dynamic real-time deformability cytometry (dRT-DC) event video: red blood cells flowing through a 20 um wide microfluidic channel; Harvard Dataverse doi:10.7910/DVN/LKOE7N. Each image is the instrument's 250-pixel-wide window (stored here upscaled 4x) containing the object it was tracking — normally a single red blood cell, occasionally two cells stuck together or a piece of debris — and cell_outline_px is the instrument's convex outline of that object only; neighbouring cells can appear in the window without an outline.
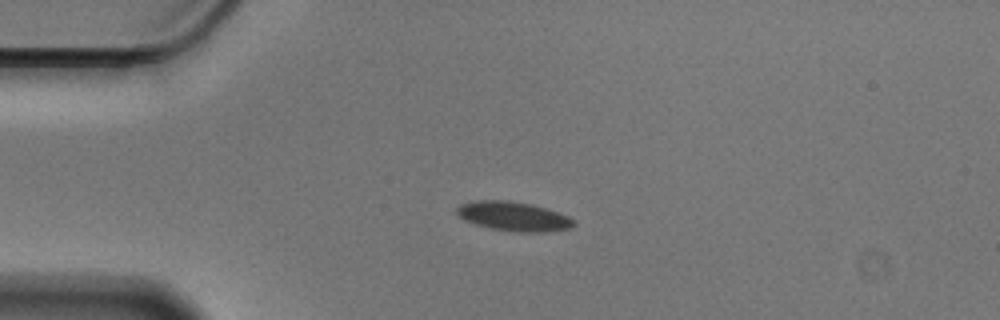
{"species": "Egyptian fruit bat (a non-hibernating species)", "species_latin": "Rousettus aegyptiacus", "temperature_condition": "cold", "stored_images_in_passage": 44, "camera_frame_rate_fps": 3000, "um_per_image_px": 0.085, "animal": {"sex": "male"}, "frame": {"image": 1, "passage_image": 1, "time_ms": 0.0, "image_size_px": [1000, 320], "cell_outline_px": [[576, 224], [572, 228], [548, 232], [520, 232], [492, 228], [476, 224], [464, 220], [456, 212], [456, 208], [460, 204], [472, 200], [508, 200], [532, 204], [568, 216]], "centroid_in_image_um": [43.64, 18.38], "position_along_channel_um": 41.4, "area_um2": 19.88}}
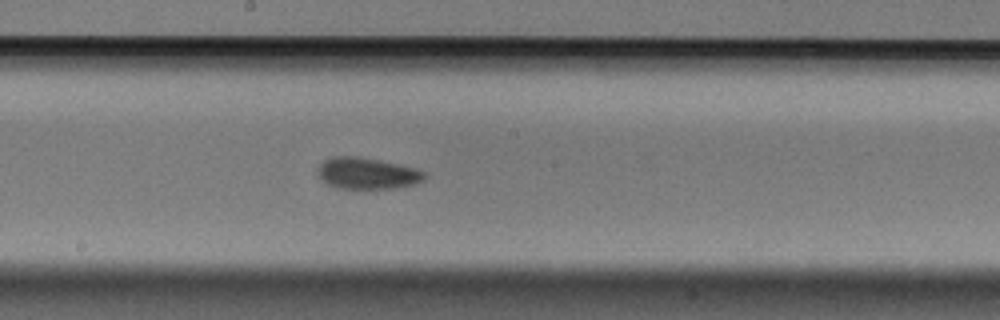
{"frame": {"image": 2, "passage_image": 18, "time_ms": 5.667, "image_size_px": [1000, 320], "cell_outline_px": [[428, 176], [424, 180], [412, 184], [396, 188], [336, 188], [320, 180], [316, 176], [316, 168], [324, 160], [332, 156], [360, 156], [380, 160], [416, 168], [424, 172]], "centroid_in_image_um": [31.15, 14.72], "position_along_channel_um": 217.0, "area_um2": 19.83}}
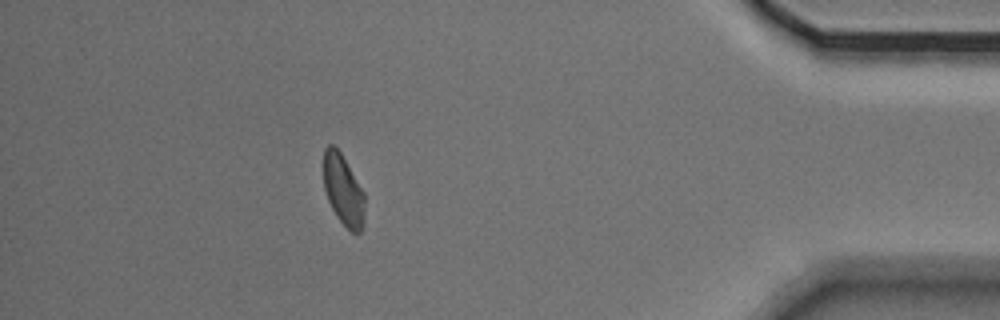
{"frame": {"image": 3, "passage_image": 38, "time_ms": 12.333, "image_size_px": [1000, 320], "cell_outline_px": [[364, 228], [360, 232], [352, 232], [336, 216], [328, 200], [324, 188], [324, 148], [328, 144], [332, 144], [340, 152], [364, 192]], "centroid_in_image_um": [29.18, 16.17], "position_along_channel_um": 406.0, "area_um2": 16.82}, "authors_computed_cell_mechanics": {"area_um2": 18.9295, "velocity_mm_per_s": 3.5304, "shape_relaxation_time_tau1_ms": 2.4256, "shape_relaxation_time_tau2_ms": 2.9526, "deformation_change_tau1": 0.0678, "deformation_change_tau2": 0.0687}}